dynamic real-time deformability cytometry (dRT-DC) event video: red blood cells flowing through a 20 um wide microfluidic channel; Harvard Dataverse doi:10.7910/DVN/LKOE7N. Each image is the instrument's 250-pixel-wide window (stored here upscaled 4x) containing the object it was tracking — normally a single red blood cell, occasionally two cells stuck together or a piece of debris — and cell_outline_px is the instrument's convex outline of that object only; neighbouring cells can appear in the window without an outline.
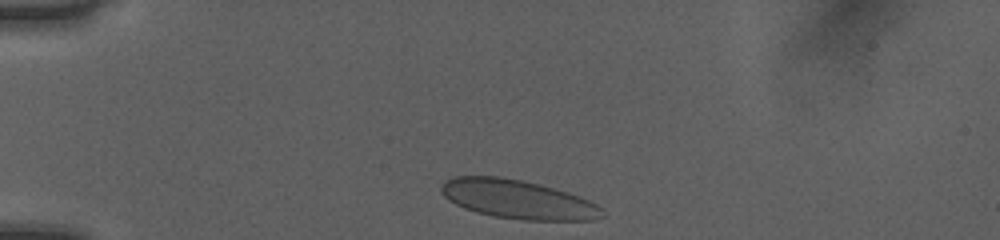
{"species": "human", "species_latin": "Homo sapiens", "temperature_condition": "room temperature", "stored_images_in_passage": 33, "camera_frame_rate_fps": 3000, "um_per_image_px": 0.085, "donor": {"sex": "female"}, "frame": {"image": 1, "passage_image": 1, "time_ms": 0.0, "image_size_px": [1000, 240], "cell_outline_px": [[604, 216], [596, 220], [520, 220], [492, 216], [476, 212], [464, 208], [448, 200], [440, 192], [440, 184], [444, 180], [452, 176], [500, 176], [540, 184], [580, 196], [596, 204], [600, 208]], "centroid_in_image_um": [43.96, 16.94], "position_along_channel_um": 41.0, "area_um2": 36.65}}
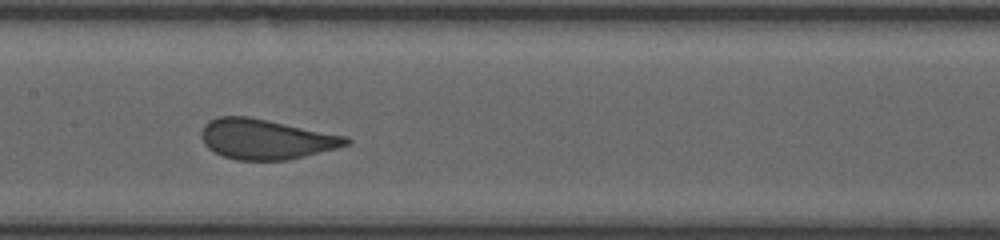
{"frame": {"image": 2, "passage_image": 15, "time_ms": 4.667, "image_size_px": [1000, 240], "cell_outline_px": [[352, 140], [348, 144], [336, 148], [288, 160], [236, 160], [224, 156], [208, 148], [204, 144], [200, 136], [200, 132], [204, 124], [208, 120], [220, 116], [248, 116], [348, 136]], "centroid_in_image_um": [22.58, 11.82], "position_along_channel_um": 184.8, "area_um2": 33.87}}
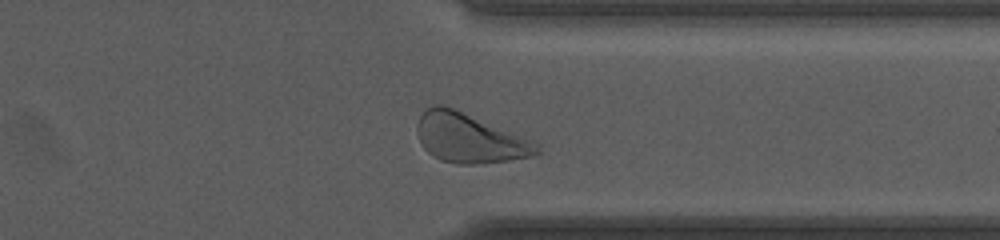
{"frame": {"image": 3, "passage_image": 29, "time_ms": 9.333, "image_size_px": [1000, 240], "cell_outline_px": [[540, 156], [476, 164], [456, 164], [440, 160], [432, 156], [420, 144], [416, 132], [416, 124], [424, 108], [436, 104], [444, 104], [456, 108], [536, 140], [540, 144]], "centroid_in_image_um": [39.95, 11.72], "position_along_channel_um": 371.5, "area_um2": 35.66}, "authors_computed_cell_mechanics": {"area_um2": 33.7552, "velocity_mm_per_s": 4.0067, "shape_relaxation_time_tau1_ms": 3.9441, "shape_relaxation_time_tau2_ms": null, "deformation_change_tau1": 0.1159, "deformation_change_tau2": null}}